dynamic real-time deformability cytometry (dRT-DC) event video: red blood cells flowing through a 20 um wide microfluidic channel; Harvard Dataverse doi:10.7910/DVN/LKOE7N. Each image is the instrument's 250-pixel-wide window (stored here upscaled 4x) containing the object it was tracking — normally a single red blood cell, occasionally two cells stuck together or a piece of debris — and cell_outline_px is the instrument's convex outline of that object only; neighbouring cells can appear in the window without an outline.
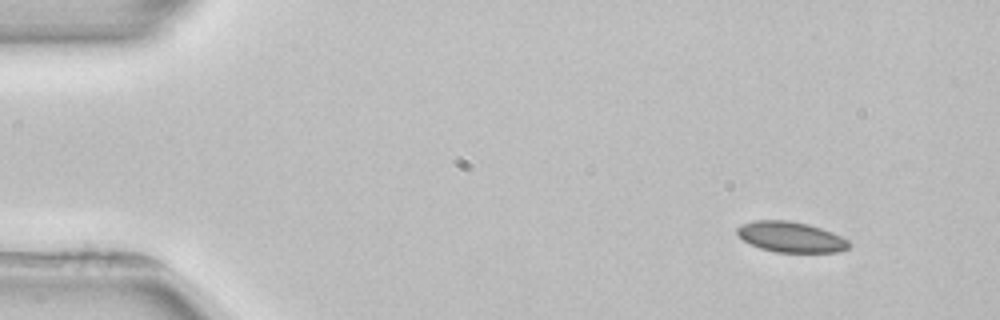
{"species": "common noctule bat (a hibernating species)", "species_latin": "Nyctalus noctula", "temperature_condition": "room temperature", "stored_images_in_passage": 3, "camera_frame_rate_fps": 3000, "um_per_image_px": 0.085, "animal": {"sex": "female", "body_mass_g": 22.7, "forearm_length_mm": 54.2}, "frame": {"image": 1, "passage_image": 1, "time_ms": 0.0, "image_size_px": [1000, 320], "cell_outline_px": [[852, 244], [848, 248], [840, 252], [776, 252], [760, 248], [744, 240], [736, 232], [736, 228], [740, 224], [756, 220], [788, 220], [808, 224], [832, 232], [848, 240]], "centroid_in_image_um": [67.23, 20.14], "position_along_channel_um": 17.8, "area_um2": 19.88}}